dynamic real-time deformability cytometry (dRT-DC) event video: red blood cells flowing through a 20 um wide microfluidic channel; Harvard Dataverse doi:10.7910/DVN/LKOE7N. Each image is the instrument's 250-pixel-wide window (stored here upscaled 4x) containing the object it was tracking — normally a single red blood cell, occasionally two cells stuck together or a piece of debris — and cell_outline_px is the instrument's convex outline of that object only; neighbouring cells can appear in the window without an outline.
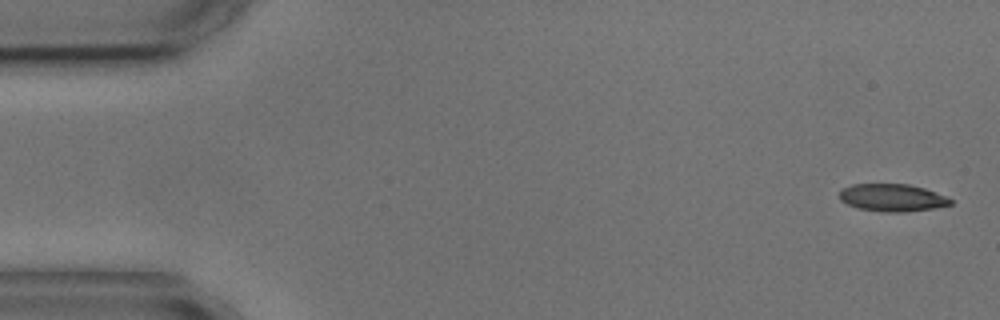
{"species": "common noctule bat (a hibernating species)", "species_latin": "Nyctalus noctula", "temperature_condition": "cold", "stored_images_in_passage": 5, "segment_of_instrument_passage": [1, 2], "camera_frame_rate_fps": 3000, "um_per_image_px": 0.085, "animal": {"sex": "male", "body_mass_g": 17.9, "forearm_length_mm": 54.2}, "frame": {"image": 1, "passage_image": 1, "time_ms": 0.0, "image_size_px": [1000, 320], "cell_outline_px": [[952, 204], [932, 208], [904, 212], [884, 212], [860, 208], [848, 204], [840, 200], [840, 188], [852, 184], [908, 184], [924, 188], [948, 196], [952, 200]], "centroid_in_image_um": [75.84, 16.79], "position_along_channel_um": 9.2, "area_um2": 17.74}}
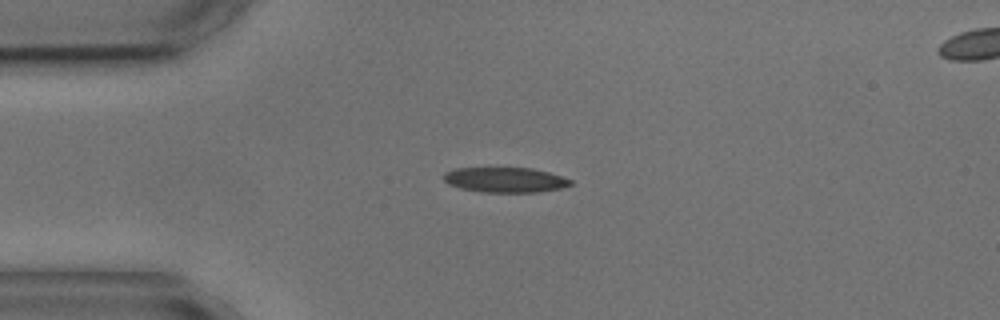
{"frame": {"image": 2, "passage_image": 4, "time_ms": 3.667, "image_size_px": [1000, 320], "cell_outline_px": [[572, 184], [560, 188], [540, 192], [484, 192], [460, 188], [448, 184], [444, 180], [444, 172], [456, 168], [532, 168], [548, 172], [572, 180]], "centroid_in_image_um": [42.92, 15.29], "position_along_channel_um": 42.1, "area_um2": 18.44}}